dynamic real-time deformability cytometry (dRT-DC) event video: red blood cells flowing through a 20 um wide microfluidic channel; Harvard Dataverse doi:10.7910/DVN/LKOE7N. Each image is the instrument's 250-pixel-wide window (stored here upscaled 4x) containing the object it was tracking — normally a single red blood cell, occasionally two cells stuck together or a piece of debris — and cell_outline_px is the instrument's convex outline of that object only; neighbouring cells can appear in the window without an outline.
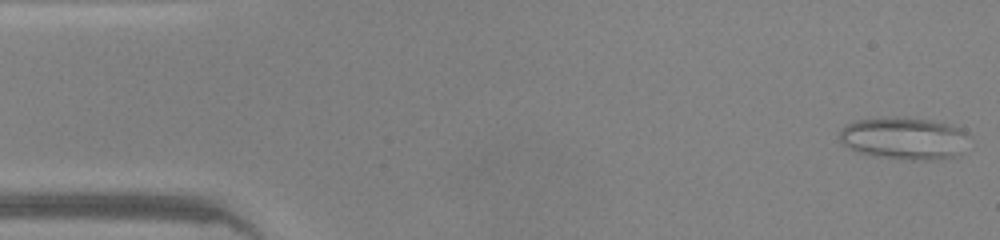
{"species": "common noctule bat (a hibernating species)", "species_latin": "Nyctalus noctula", "temperature_condition": "warm", "stored_images_in_passage": 46, "camera_frame_rate_fps": 3000, "um_per_image_px": 0.085, "animal": {"sex": "male", "body_mass_g": 20.0, "forearm_length_mm": 53.3}, "frame": {"image": 1, "passage_image": 1, "time_ms": 0.0, "image_size_px": [1000, 240], "cell_outline_px": [[964, 152], [956, 156], [940, 160], [904, 160], [872, 156], [856, 152], [840, 144], [840, 128], [856, 120], [928, 120], [948, 124], [960, 128], [964, 132]], "centroid_in_image_um": [76.81, 11.84], "position_along_channel_um": 8.2, "area_um2": 31.15}}
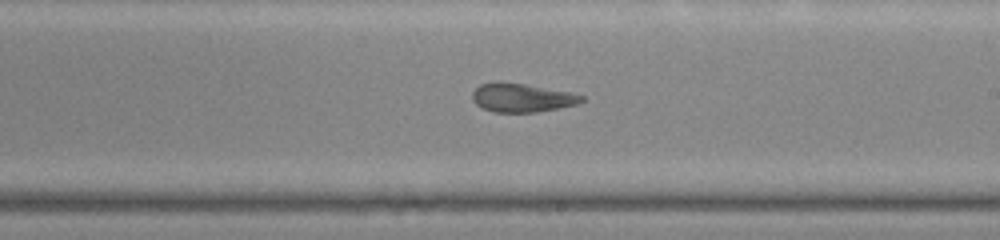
{"frame": {"image": 2, "passage_image": 26, "time_ms": 8.333, "image_size_px": [1000, 240], "cell_outline_px": [[584, 100], [576, 104], [560, 108], [536, 112], [492, 112], [476, 104], [472, 100], [472, 92], [480, 84], [524, 84], [568, 92], [584, 96]], "centroid_in_image_um": [44.37, 8.34], "position_along_channel_um": 244.6, "area_um2": 17.63}}
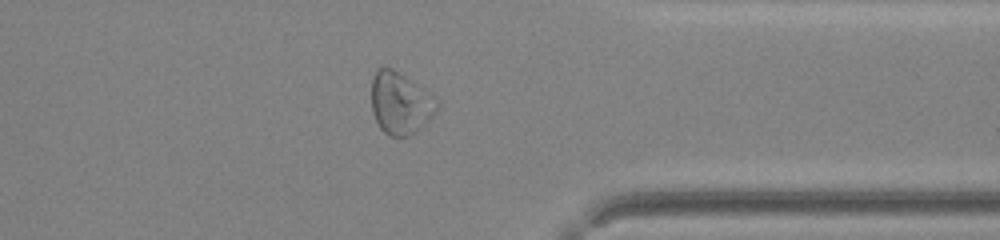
{"frame": {"image": 3, "passage_image": 36, "time_ms": 11.667, "image_size_px": [1000, 240], "cell_outline_px": [[440, 104], [436, 112], [424, 124], [408, 136], [388, 136], [380, 128], [372, 112], [372, 80], [376, 72], [380, 68], [392, 68], [424, 88], [436, 96]], "centroid_in_image_um": [34.05, 8.77], "position_along_channel_um": 377.4, "area_um2": 23.58}, "authors_computed_cell_mechanics": {"area_um2": 23.6402, "velocity_mm_per_s": 4.288, "shape_relaxation_time_tau1_ms": 6.0313, "shape_relaxation_time_tau2_ms": 1.739, "deformation_change_tau1": 0.1772, "deformation_change_tau2": 0.1079}}